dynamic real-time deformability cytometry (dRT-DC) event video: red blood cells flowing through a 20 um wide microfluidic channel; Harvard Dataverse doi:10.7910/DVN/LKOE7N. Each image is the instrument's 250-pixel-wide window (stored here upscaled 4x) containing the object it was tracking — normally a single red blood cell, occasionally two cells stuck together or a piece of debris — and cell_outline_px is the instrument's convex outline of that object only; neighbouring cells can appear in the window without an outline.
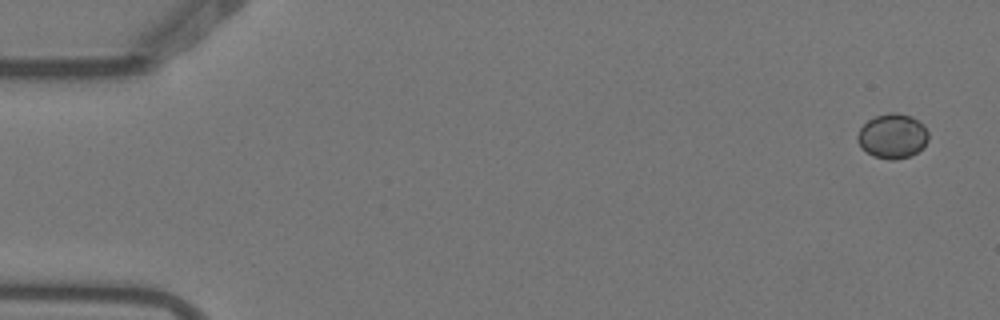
{"species": "Egyptian fruit bat (a non-hibernating species)", "species_latin": "Rousettus aegyptiacus", "temperature_condition": "warm", "stored_images_in_passage": 6, "camera_frame_rate_fps": 3000, "um_per_image_px": 0.085, "animal": {"sex": "female"}, "frame": {"image": 1, "passage_image": 1, "time_ms": 0.0, "image_size_px": [1000, 320], "cell_outline_px": [[928, 140], [912, 156], [896, 160], [888, 160], [872, 156], [860, 148], [856, 140], [856, 136], [860, 128], [868, 120], [876, 116], [888, 112], [896, 112], [912, 116], [924, 124], [928, 132]], "centroid_in_image_um": [75.84, 11.57], "position_along_channel_um": 9.2, "area_um2": 18.79}}
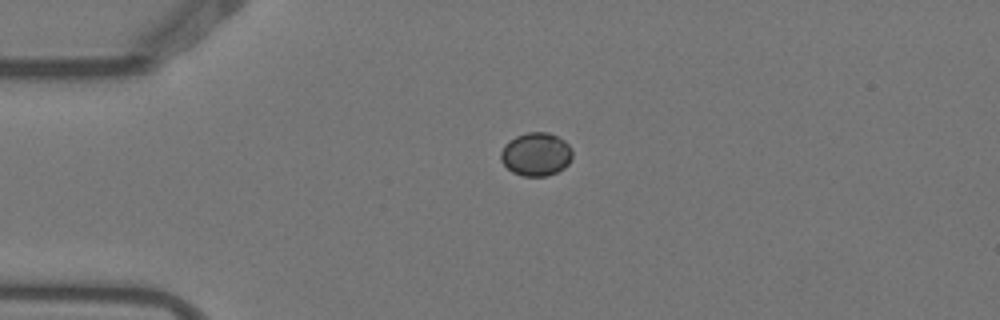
{"frame": {"image": 2, "passage_image": 4, "time_ms": 1.0, "image_size_px": [1000, 320], "cell_outline_px": [[572, 156], [568, 164], [564, 168], [548, 176], [520, 176], [512, 172], [500, 160], [500, 152], [504, 144], [516, 136], [528, 132], [548, 132], [564, 140], [572, 148]], "centroid_in_image_um": [45.55, 13.11], "position_along_channel_um": 39.4, "area_um2": 18.21}}
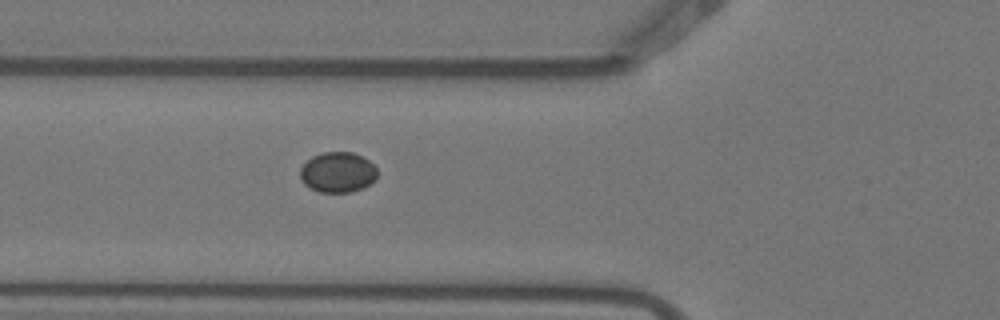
{"frame": {"image": 3, "passage_image": 6, "time_ms": 1.667, "image_size_px": [1000, 320], "cell_outline_px": [[376, 180], [352, 192], [320, 192], [308, 188], [300, 180], [300, 168], [312, 156], [324, 152], [352, 152], [368, 160], [376, 168]], "centroid_in_image_um": [28.67, 14.65], "position_along_channel_um": 97.1, "area_um2": 18.09}}